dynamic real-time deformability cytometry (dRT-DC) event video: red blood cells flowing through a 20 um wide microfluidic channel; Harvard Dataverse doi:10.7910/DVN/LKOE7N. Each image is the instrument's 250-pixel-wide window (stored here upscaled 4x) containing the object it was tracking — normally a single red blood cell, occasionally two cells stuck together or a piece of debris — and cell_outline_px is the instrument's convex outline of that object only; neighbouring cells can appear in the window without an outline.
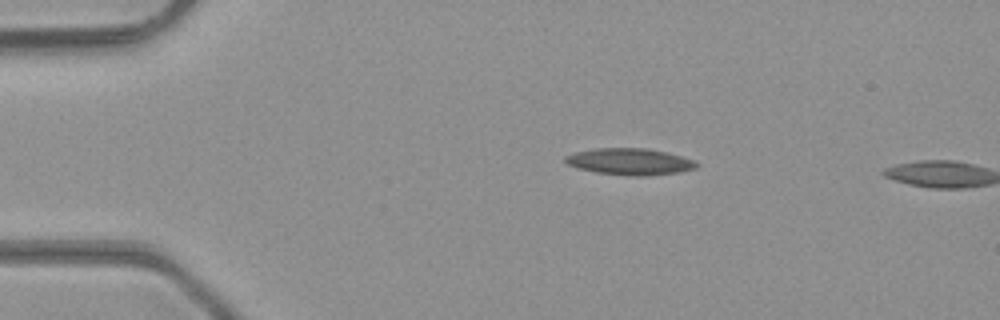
{"species": "common noctule bat (a hibernating species)", "species_latin": "Nyctalus noctula", "temperature_condition": "room temperature", "stored_images_in_passage": 2, "camera_frame_rate_fps": 3000, "um_per_image_px": 0.085, "animal": {"sex": "male", "body_mass_g": 23.1, "forearm_length_mm": 52.7}, "frame": {"image": 1, "passage_image": 1, "time_ms": 0.0, "image_size_px": [1000, 320], "cell_outline_px": [[700, 164], [696, 168], [680, 172], [644, 176], [632, 176], [596, 172], [580, 168], [568, 164], [564, 160], [564, 156], [576, 152], [596, 148], [648, 148], [668, 152], [692, 160]], "centroid_in_image_um": [53.56, 13.73], "position_along_channel_um": 31.4, "area_um2": 20.23}}